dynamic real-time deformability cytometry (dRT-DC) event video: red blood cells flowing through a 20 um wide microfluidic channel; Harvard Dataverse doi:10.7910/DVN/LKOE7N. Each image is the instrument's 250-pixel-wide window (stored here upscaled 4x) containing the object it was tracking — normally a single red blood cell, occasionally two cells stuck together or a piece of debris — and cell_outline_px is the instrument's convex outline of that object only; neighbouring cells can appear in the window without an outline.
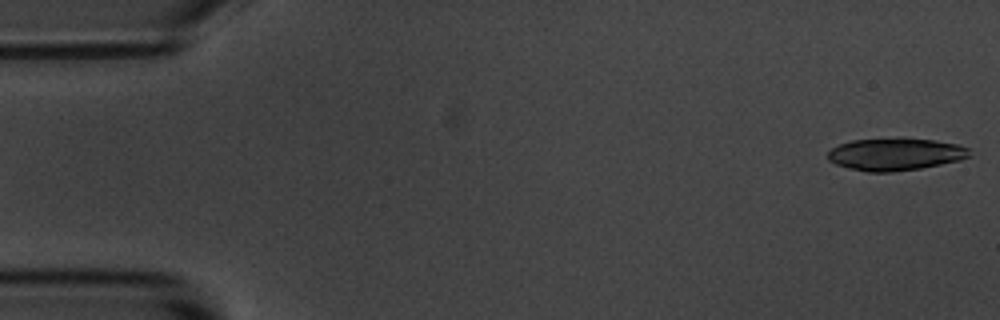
{"species": "common noctule bat (a hibernating species)", "species_latin": "Nyctalus noctula", "temperature_condition": "room temperature", "stored_images_in_passage": 5, "camera_frame_rate_fps": 3000, "um_per_image_px": 0.085, "animal": {"sex": "male", "body_mass_g": 20.1, "forearm_length_mm": 53.5}, "frame": {"image": 1, "passage_image": 1, "time_ms": 0.0, "image_size_px": [1000, 320], "cell_outline_px": [[972, 156], [960, 160], [920, 168], [892, 172], [868, 172], [848, 168], [836, 164], [828, 160], [828, 152], [832, 148], [840, 144], [852, 140], [896, 136], [900, 136], [936, 140], [956, 144], [968, 148]], "centroid_in_image_um": [76.11, 13.08], "position_along_channel_um": 8.9, "area_um2": 27.28}}